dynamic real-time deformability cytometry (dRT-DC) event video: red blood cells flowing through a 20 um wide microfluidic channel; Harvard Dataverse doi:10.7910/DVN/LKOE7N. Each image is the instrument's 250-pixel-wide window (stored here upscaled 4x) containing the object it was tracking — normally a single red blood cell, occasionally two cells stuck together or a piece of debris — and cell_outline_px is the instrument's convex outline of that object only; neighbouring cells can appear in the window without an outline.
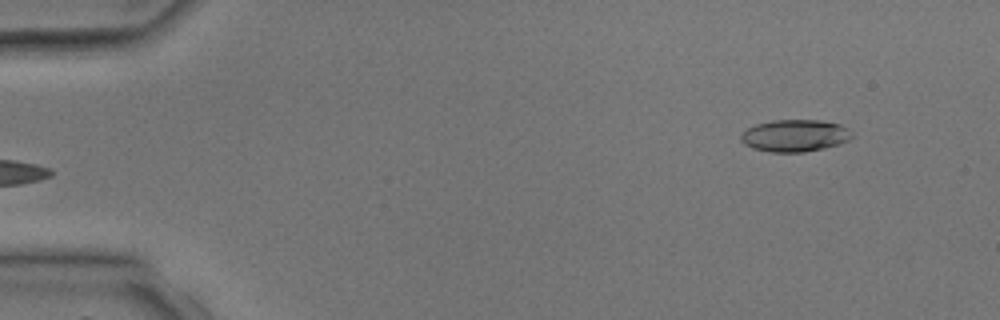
{"species": "common noctule bat (a hibernating species)", "species_latin": "Nyctalus noctula", "temperature_condition": "room temperature", "stored_images_in_passage": 3, "segment_of_instrument_passage": [2, 2], "camera_frame_rate_fps": 3000, "um_per_image_px": 0.085, "animal": {"sex": "male", "body_mass_g": 17.9, "forearm_length_mm": 54.2}, "frame": {"image": 1, "passage_image": 3, "time_ms": 2.333, "image_size_px": [1000, 320], "cell_outline_px": [[852, 136], [848, 140], [840, 144], [824, 148], [804, 152], [768, 152], [752, 148], [744, 144], [740, 140], [740, 136], [748, 128], [756, 124], [772, 120], [820, 120], [840, 124], [848, 128], [852, 132]], "centroid_in_image_um": [67.56, 11.53], "position_along_channel_um": 17.4, "area_um2": 20.87}}